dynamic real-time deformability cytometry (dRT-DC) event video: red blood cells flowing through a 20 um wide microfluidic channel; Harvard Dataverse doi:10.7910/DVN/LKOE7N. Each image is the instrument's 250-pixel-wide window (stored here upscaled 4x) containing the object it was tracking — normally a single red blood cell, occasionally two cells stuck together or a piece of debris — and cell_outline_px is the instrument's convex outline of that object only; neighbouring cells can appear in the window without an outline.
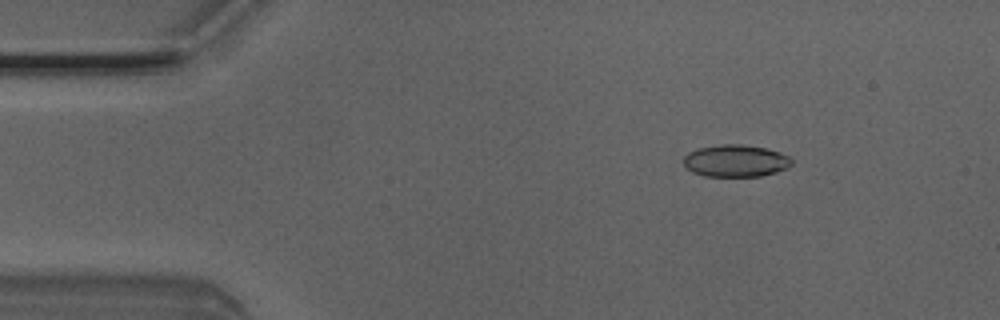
{"species": "Egyptian fruit bat (a non-hibernating species)", "species_latin": "Rousettus aegyptiacus", "temperature_condition": "room temperature", "stored_images_in_passage": 5, "camera_frame_rate_fps": 3000, "um_per_image_px": 0.085, "animal": {"sex": "male"}, "frame": {"image": 1, "passage_image": 2, "time_ms": 0.333, "image_size_px": [1000, 320], "cell_outline_px": [[792, 164], [788, 168], [776, 172], [760, 176], [704, 176], [692, 172], [684, 168], [684, 156], [688, 152], [700, 148], [720, 144], [740, 144], [764, 148], [780, 152], [788, 156], [792, 160]], "centroid_in_image_um": [62.51, 13.67], "position_along_channel_um": 22.5, "area_um2": 20.29}}